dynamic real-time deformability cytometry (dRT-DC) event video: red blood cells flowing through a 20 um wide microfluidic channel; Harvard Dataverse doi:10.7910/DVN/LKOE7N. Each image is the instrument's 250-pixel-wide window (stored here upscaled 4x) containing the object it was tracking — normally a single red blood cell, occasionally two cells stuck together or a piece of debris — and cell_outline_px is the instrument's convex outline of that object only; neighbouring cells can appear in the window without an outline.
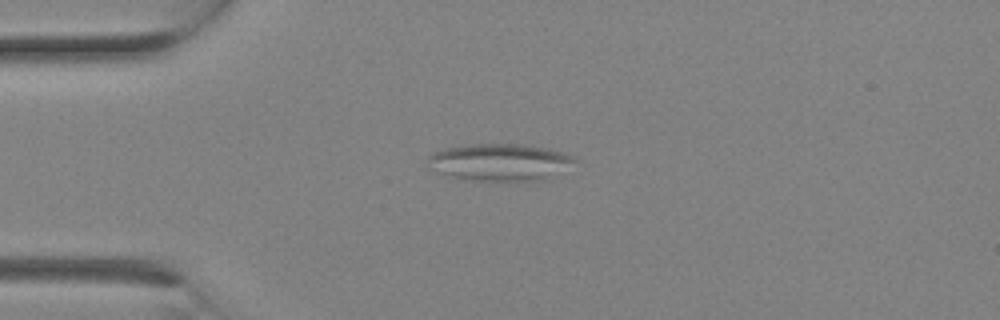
{"species": "Egyptian fruit bat (a non-hibernating species)", "species_latin": "Rousettus aegyptiacus", "temperature_condition": "room temperature", "stored_images_in_passage": 4, "camera_frame_rate_fps": 3000, "um_per_image_px": 0.085, "animal": {"sex": "female"}, "frame": {"image": 1, "passage_image": 1, "time_ms": 0.0, "image_size_px": [1000, 320], "cell_outline_px": [[580, 160], [544, 180], [476, 180], [448, 176], [424, 164], [424, 160], [432, 152], [448, 148], [468, 144], [520, 144], [548, 148], [576, 156]], "centroid_in_image_um": [42.48, 13.77], "position_along_channel_um": 42.5, "area_um2": 31.73}}
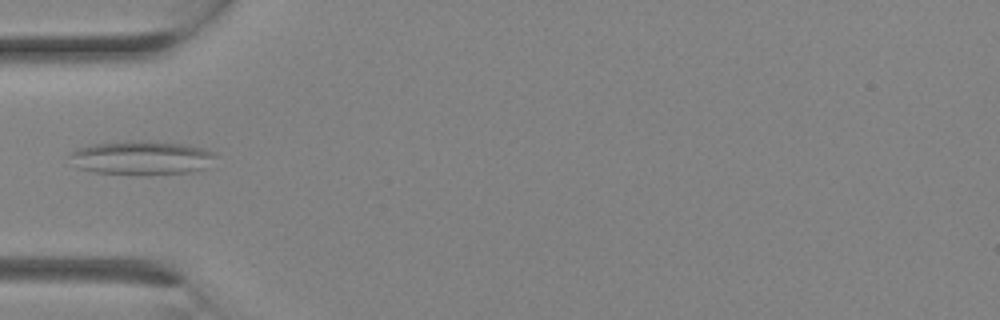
{"frame": {"image": 2, "passage_image": 3, "time_ms": 0.667, "image_size_px": [1000, 320], "cell_outline_px": [[216, 156], [204, 168], [188, 172], [148, 176], [140, 176], [96, 172], [76, 168], [68, 156], [76, 148], [92, 144], [124, 140], [144, 140], [184, 144], [216, 152]], "centroid_in_image_um": [11.97, 13.42], "position_along_channel_um": 73.0, "area_um2": 29.42}}